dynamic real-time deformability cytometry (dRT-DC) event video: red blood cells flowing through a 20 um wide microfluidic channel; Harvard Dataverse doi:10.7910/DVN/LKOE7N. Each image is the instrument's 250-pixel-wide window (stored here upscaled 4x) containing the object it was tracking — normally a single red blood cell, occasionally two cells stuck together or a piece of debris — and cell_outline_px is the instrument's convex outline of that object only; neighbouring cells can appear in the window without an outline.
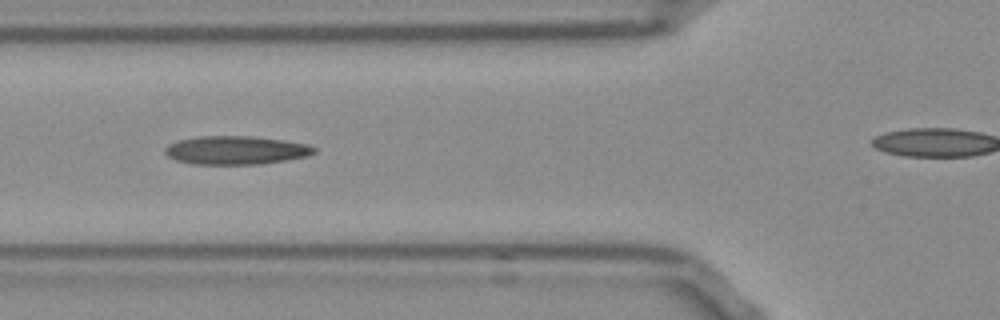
{"species": "Egyptian fruit bat (a non-hibernating species)", "species_latin": "Rousettus aegyptiacus", "temperature_condition": "room temperature", "stored_images_in_passage": 29, "camera_frame_rate_fps": 3000, "um_per_image_px": 0.085, "frame": {"image": 1, "passage_image": 5, "time_ms": 1.333, "image_size_px": [1000, 320], "cell_outline_px": [[316, 152], [308, 156], [260, 164], [192, 164], [176, 160], [168, 156], [164, 152], [164, 148], [168, 144], [176, 140], [200, 136], [252, 136], [284, 140], [308, 144], [316, 148]], "centroid_in_image_um": [20.03, 12.76], "position_along_channel_um": 105.8, "area_um2": 24.85}}